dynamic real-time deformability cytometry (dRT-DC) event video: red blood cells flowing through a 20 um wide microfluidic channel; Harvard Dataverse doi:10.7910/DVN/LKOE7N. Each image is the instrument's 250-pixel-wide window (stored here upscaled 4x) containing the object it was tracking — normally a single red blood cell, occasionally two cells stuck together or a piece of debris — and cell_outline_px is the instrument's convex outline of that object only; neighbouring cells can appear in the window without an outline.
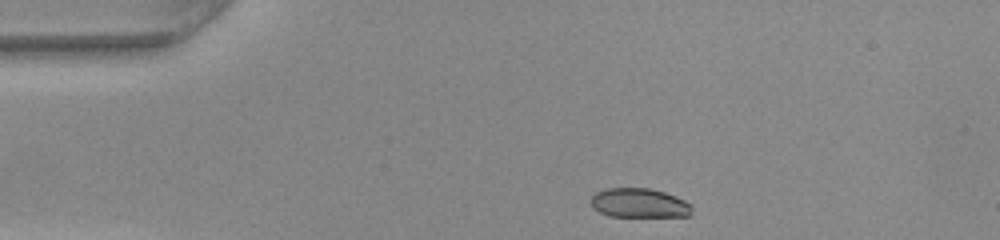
{"species": "common noctule bat (a hibernating species)", "species_latin": "Nyctalus noctula", "temperature_condition": "warm", "stored_images_in_passage": 32, "camera_frame_rate_fps": 3000, "um_per_image_px": 0.085, "animal": {"sex": "female", "body_mass_g": 22.0, "forearm_length_mm": 56.7}, "frame": {"image": 1, "passage_image": 1, "time_ms": 0.0, "image_size_px": [1000, 240], "cell_outline_px": [[692, 216], [608, 216], [592, 208], [592, 196], [596, 192], [608, 188], [648, 188], [664, 192], [676, 196], [684, 200], [692, 208]], "centroid_in_image_um": [54.34, 17.26], "position_along_channel_um": 30.7, "area_um2": 17.17}}
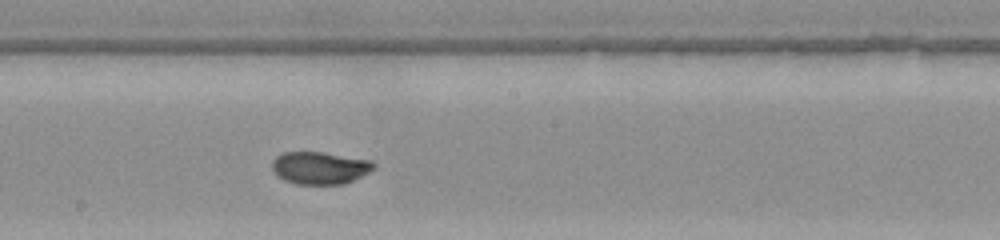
{"frame": {"image": 2, "passage_image": 19, "time_ms": 6.0, "image_size_px": [1000, 240], "cell_outline_px": [[376, 168], [344, 184], [296, 184], [284, 180], [276, 176], [272, 168], [272, 160], [276, 156], [284, 152], [320, 152], [372, 160], [376, 164]], "centroid_in_image_um": [27.17, 14.27], "position_along_channel_um": 221.0, "area_um2": 19.25}}
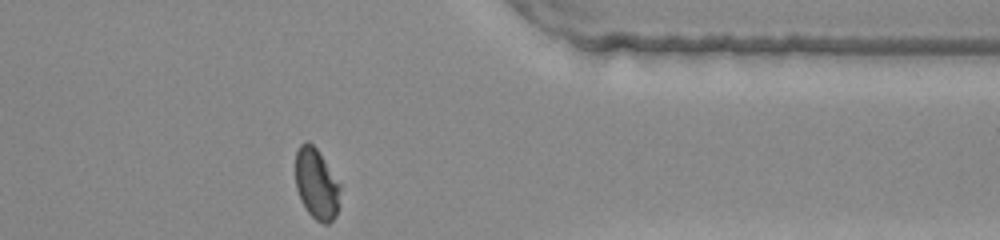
{"frame": {"image": 3, "passage_image": 32, "time_ms": 10.333, "image_size_px": [1000, 240], "cell_outline_px": [[340, 188], [336, 216], [328, 224], [324, 224], [316, 220], [308, 212], [300, 200], [296, 188], [296, 152], [300, 144], [308, 140], [316, 148], [340, 184]], "centroid_in_image_um": [26.89, 15.64], "position_along_channel_um": 384.5, "area_um2": 18.26}, "authors_computed_cell_mechanics": {"area_um2": 19.0162, "velocity_mm_per_s": 4.0742, "shape_relaxation_time_tau1_ms": 3.2282, "shape_relaxation_time_tau2_ms": 1.0522, "deformation_change_tau1": 0.1238, "deformation_change_tau2": 0.055}}